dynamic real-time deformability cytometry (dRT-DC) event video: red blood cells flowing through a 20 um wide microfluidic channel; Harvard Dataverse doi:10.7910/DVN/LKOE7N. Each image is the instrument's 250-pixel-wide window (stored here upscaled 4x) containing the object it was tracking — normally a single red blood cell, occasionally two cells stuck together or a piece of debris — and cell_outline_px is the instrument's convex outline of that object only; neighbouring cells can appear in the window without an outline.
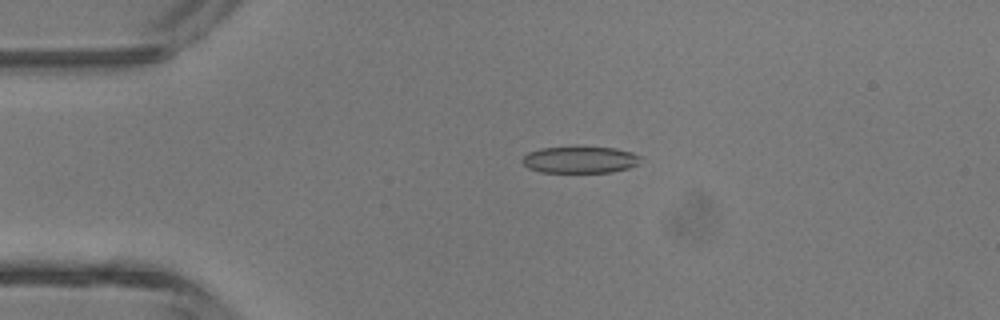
{"species": "common noctule bat (a hibernating species)", "species_latin": "Nyctalus noctula", "temperature_condition": "room temperature", "stored_images_in_passage": 3, "camera_frame_rate_fps": 3000, "um_per_image_px": 0.085, "animal": {"sex": "male", "body_mass_g": 13.3}, "frame": {"image": 1, "passage_image": 2, "time_ms": 1.333, "image_size_px": [1000, 320], "cell_outline_px": [[644, 156], [640, 164], [628, 168], [612, 172], [540, 172], [528, 168], [520, 160], [528, 152], [540, 148], [576, 144], [616, 148], [632, 152]], "centroid_in_image_um": [49.33, 13.53], "position_along_channel_um": 35.7, "area_um2": 19.48}}